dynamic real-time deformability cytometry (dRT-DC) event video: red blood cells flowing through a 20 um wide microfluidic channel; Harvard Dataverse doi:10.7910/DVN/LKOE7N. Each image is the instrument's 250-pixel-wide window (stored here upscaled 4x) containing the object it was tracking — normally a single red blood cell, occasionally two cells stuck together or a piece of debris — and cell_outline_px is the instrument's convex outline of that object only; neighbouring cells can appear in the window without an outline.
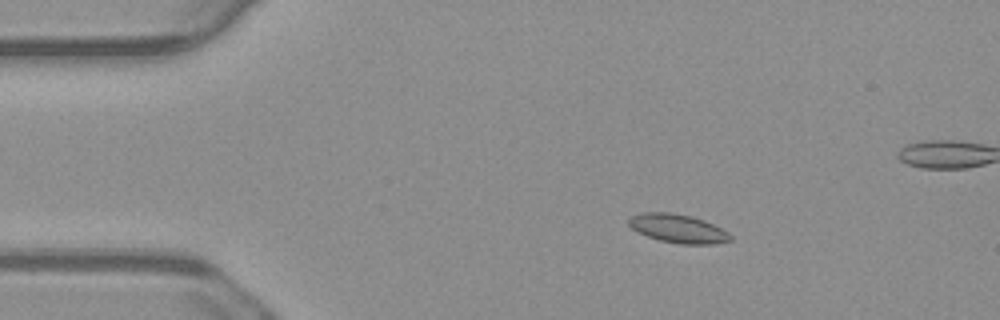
{"species": "common noctule bat (a hibernating species)", "species_latin": "Nyctalus noctula", "temperature_condition": "warm", "stored_images_in_passage": 57, "camera_frame_rate_fps": 3000, "um_per_image_px": 0.085, "animal": {"sex": "male", "body_mass_g": 23.1, "forearm_length_mm": 52.7}, "frame": {"image": 1, "passage_image": 10, "time_ms": 3.0, "image_size_px": [1000, 320], "cell_outline_px": [[732, 240], [716, 244], [680, 244], [660, 240], [648, 236], [632, 228], [628, 224], [628, 220], [632, 216], [640, 212], [668, 212], [692, 216], [704, 220], [728, 232], [732, 236]], "centroid_in_image_um": [57.64, 19.42], "position_along_channel_um": 27.4, "area_um2": 16.88}}
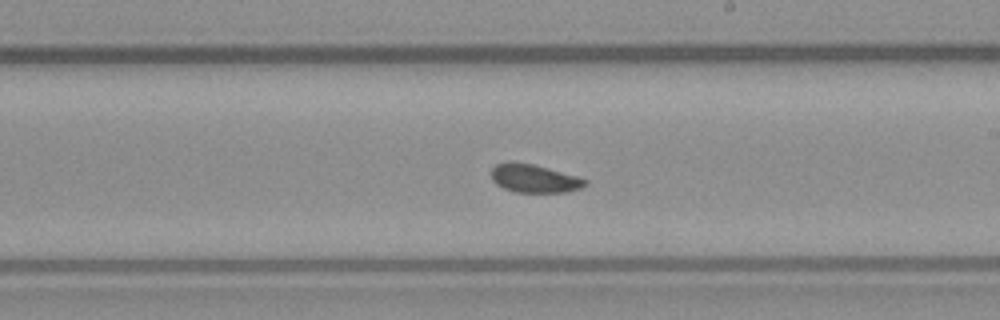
{"frame": {"image": 2, "passage_image": 32, "time_ms": 10.333, "image_size_px": [1000, 320], "cell_outline_px": [[588, 184], [580, 188], [568, 192], [516, 192], [504, 188], [496, 184], [492, 180], [492, 168], [496, 164], [532, 164], [576, 176], [588, 180]], "centroid_in_image_um": [45.46, 15.21], "position_along_channel_um": 243.5, "area_um2": 14.91}}
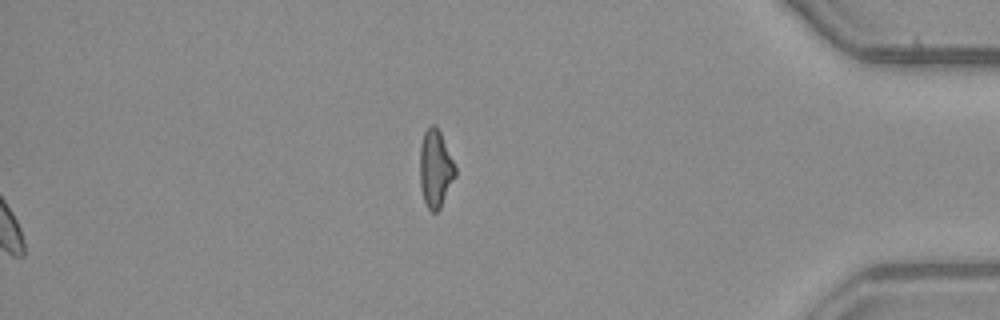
{"frame": {"image": 3, "passage_image": 57, "time_ms": 18.667, "image_size_px": [1000, 320], "cell_outline_px": [[456, 176], [440, 208], [436, 212], [432, 212], [428, 208], [424, 200], [420, 188], [420, 144], [424, 132], [428, 124], [436, 124], [440, 132], [456, 168]], "centroid_in_image_um": [37.0, 14.31], "position_along_channel_um": 398.2, "area_um2": 16.07}, "authors_computed_cell_mechanics": {"area_um2": 16.1262, "velocity_mm_per_s": 3.7232, "shape_relaxation_time_tau1_ms": 8.1089, "shape_relaxation_time_tau2_ms": 1.6406, "deformation_change_tau1": 0.0782, "deformation_change_tau2": 0.0734}}